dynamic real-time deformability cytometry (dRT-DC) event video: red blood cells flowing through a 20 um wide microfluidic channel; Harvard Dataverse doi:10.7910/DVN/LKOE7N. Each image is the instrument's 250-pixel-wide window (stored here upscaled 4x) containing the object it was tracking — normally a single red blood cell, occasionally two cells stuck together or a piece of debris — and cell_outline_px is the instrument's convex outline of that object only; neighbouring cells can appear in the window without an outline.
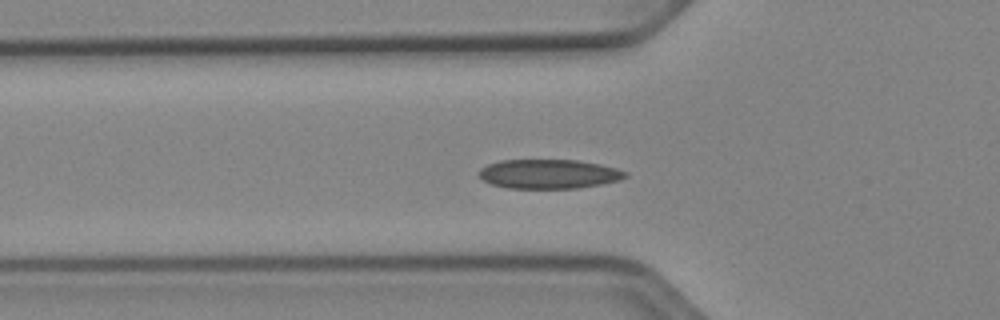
{"species": "Egyptian fruit bat (a non-hibernating species)", "species_latin": "Rousettus aegyptiacus", "temperature_condition": "cold", "stored_images_in_passage": 45, "segment_of_instrument_passage": [1, 2], "camera_frame_rate_fps": 3000, "um_per_image_px": 0.085, "animal": {"sex": "female"}, "frame": {"image": 1, "passage_image": 10, "time_ms": 3.0, "image_size_px": [1000, 320], "cell_outline_px": [[628, 176], [620, 180], [600, 184], [576, 188], [508, 188], [492, 184], [476, 176], [476, 172], [480, 168], [488, 164], [500, 160], [576, 160], [600, 164], [616, 168], [628, 172]], "centroid_in_image_um": [46.62, 14.78], "position_along_channel_um": 79.2, "area_um2": 25.09}}
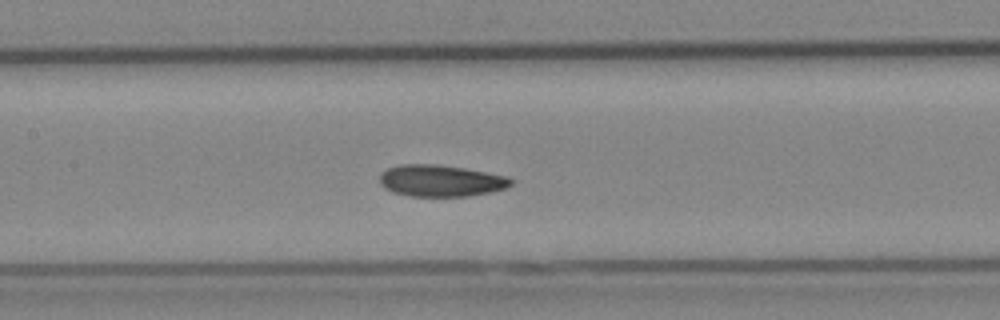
{"frame": {"image": 2, "passage_image": 17, "time_ms": 5.333, "image_size_px": [1000, 320], "cell_outline_px": [[512, 184], [504, 188], [488, 192], [468, 196], [412, 196], [392, 192], [384, 188], [380, 184], [380, 172], [388, 168], [400, 164], [436, 164], [464, 168], [508, 176], [512, 180]], "centroid_in_image_um": [37.42, 15.35], "position_along_channel_um": 170.0, "area_um2": 24.16}}
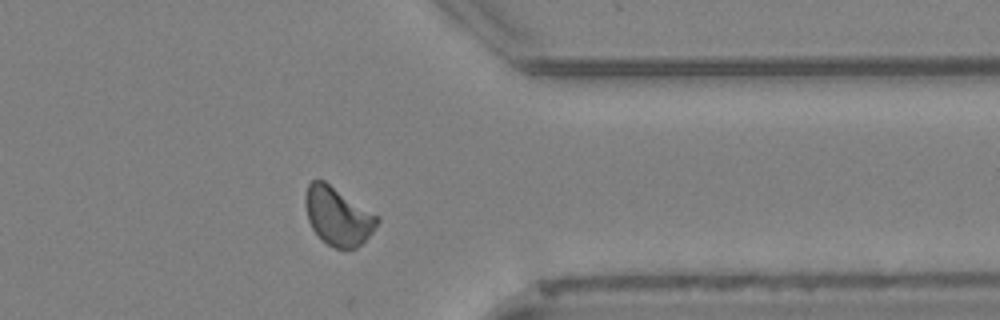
{"frame": {"image": 3, "passage_image": 34, "time_ms": 11.0, "image_size_px": [1000, 320], "cell_outline_px": [[380, 220], [372, 232], [356, 248], [336, 248], [328, 244], [312, 228], [308, 220], [304, 200], [308, 184], [312, 180], [324, 180], [380, 216]], "centroid_in_image_um": [28.73, 18.34], "position_along_channel_um": 382.7, "area_um2": 24.16}}